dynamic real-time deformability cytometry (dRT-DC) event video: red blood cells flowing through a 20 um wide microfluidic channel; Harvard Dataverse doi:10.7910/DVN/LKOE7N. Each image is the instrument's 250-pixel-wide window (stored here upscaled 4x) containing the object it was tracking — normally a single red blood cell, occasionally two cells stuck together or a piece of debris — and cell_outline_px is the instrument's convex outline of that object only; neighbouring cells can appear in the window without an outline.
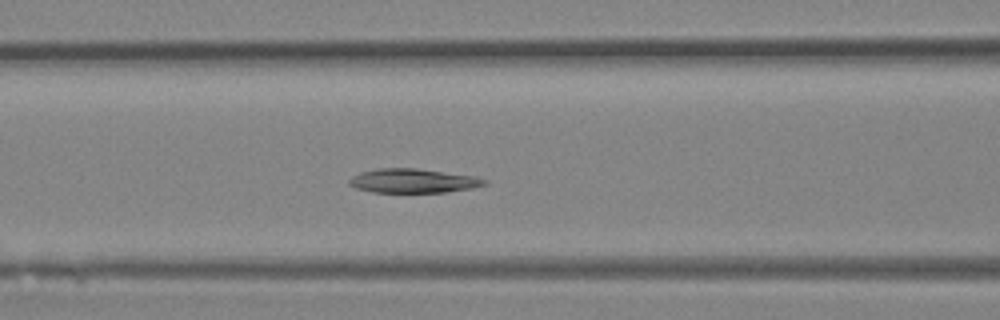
{"species": "Egyptian fruit bat (a non-hibernating species)", "species_latin": "Rousettus aegyptiacus", "temperature_condition": "room temperature", "stored_images_in_passage": 33, "camera_frame_rate_fps": 3000, "um_per_image_px": 0.085, "animal": {"sex": "female"}, "frame": {"image": 1, "passage_image": 12, "time_ms": 3.667, "image_size_px": [1000, 320], "cell_outline_px": [[488, 184], [472, 188], [448, 192], [372, 192], [356, 188], [348, 184], [348, 180], [352, 176], [360, 172], [376, 168], [416, 168], [476, 176], [488, 180]], "centroid_in_image_um": [35.12, 15.36], "position_along_channel_um": 131.5, "area_um2": 19.19}}
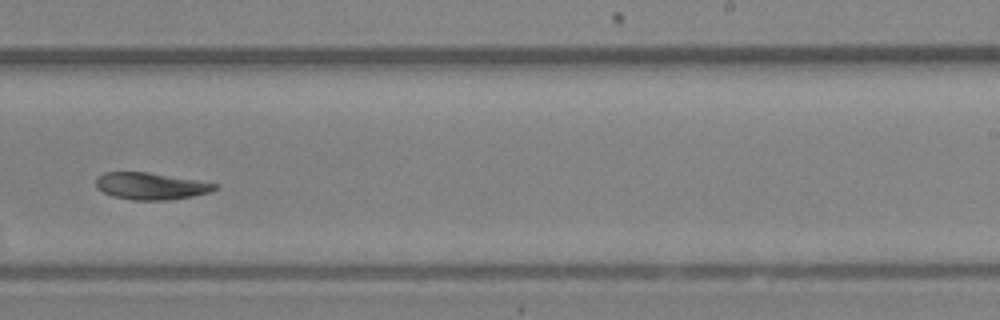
{"frame": {"image": 2, "passage_image": 20, "time_ms": 6.333, "image_size_px": [1000, 320], "cell_outline_px": [[220, 188], [208, 192], [192, 196], [168, 200], [132, 200], [112, 196], [96, 188], [96, 180], [104, 172], [148, 172], [220, 184]], "centroid_in_image_um": [12.84, 15.82], "position_along_channel_um": 276.2, "area_um2": 18.61}}
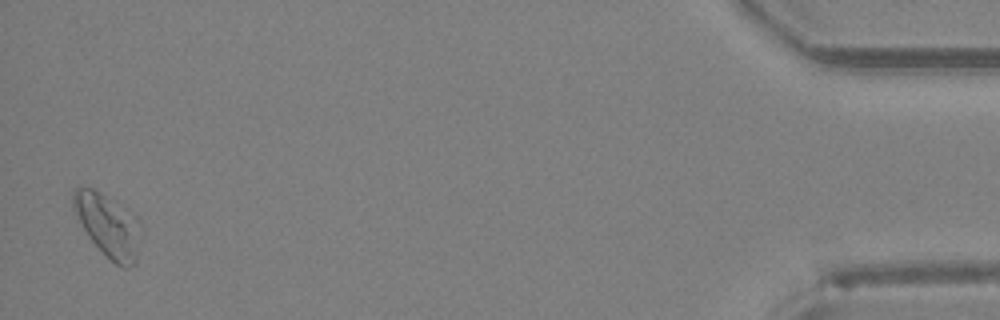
{"frame": {"image": 3, "passage_image": 33, "time_ms": 10.667, "image_size_px": [1000, 320], "cell_outline_px": [[144, 228], [136, 260], [128, 268], [120, 268], [88, 236], [72, 208], [72, 192], [76, 188], [92, 188], [100, 192], [136, 216], [140, 220]], "centroid_in_image_um": [9.24, 19.17], "position_along_channel_um": 426.0, "area_um2": 24.74}}